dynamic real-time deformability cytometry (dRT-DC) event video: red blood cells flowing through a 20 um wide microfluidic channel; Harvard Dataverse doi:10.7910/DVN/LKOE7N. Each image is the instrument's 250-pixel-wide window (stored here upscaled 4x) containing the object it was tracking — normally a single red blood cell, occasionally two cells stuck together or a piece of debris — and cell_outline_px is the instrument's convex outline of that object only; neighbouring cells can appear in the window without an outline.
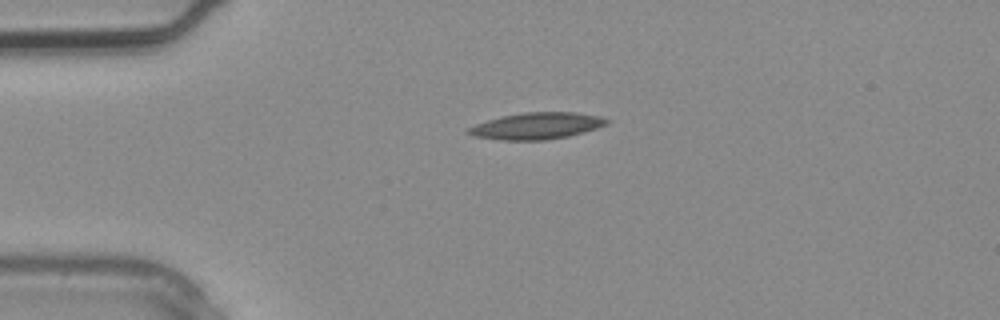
{"species": "common noctule bat (a hibernating species)", "species_latin": "Nyctalus noctula", "temperature_condition": "warm", "stored_images_in_passage": 4, "camera_frame_rate_fps": 3000, "um_per_image_px": 0.085, "animal": {"sex": "male", "body_mass_g": 20.4}, "frame": {"image": 1, "passage_image": 4, "time_ms": 1.0, "image_size_px": [1000, 320], "cell_outline_px": [[608, 124], [596, 128], [568, 136], [544, 140], [504, 140], [472, 136], [464, 132], [464, 128], [488, 120], [504, 116], [524, 112], [576, 112], [600, 116], [608, 120]], "centroid_in_image_um": [45.57, 10.7], "position_along_channel_um": 39.4, "area_um2": 21.39}}